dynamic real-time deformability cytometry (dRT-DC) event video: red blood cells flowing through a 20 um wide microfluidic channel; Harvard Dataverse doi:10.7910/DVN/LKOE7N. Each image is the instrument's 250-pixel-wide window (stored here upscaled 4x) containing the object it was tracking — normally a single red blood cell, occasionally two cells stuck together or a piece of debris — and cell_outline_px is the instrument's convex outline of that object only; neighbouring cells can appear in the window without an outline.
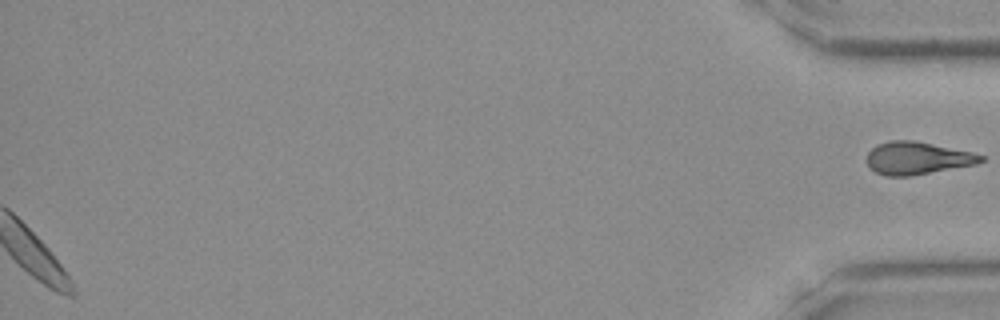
{"species": "Egyptian fruit bat (a non-hibernating species)", "species_latin": "Rousettus aegyptiacus", "temperature_condition": "room temperature", "stored_images_in_passage": 38, "segment_of_instrument_passage": [2, 2], "camera_frame_rate_fps": 3000, "um_per_image_px": 0.085, "frame": {"image": 1, "passage_image": 38, "time_ms": 12.333, "image_size_px": [1000, 320], "cell_outline_px": [[984, 160], [976, 164], [912, 176], [884, 176], [868, 168], [864, 160], [868, 152], [876, 144], [892, 140], [912, 140], [972, 152], [984, 156]], "centroid_in_image_um": [77.9, 13.45], "position_along_channel_um": 357.3, "area_um2": 21.85}}